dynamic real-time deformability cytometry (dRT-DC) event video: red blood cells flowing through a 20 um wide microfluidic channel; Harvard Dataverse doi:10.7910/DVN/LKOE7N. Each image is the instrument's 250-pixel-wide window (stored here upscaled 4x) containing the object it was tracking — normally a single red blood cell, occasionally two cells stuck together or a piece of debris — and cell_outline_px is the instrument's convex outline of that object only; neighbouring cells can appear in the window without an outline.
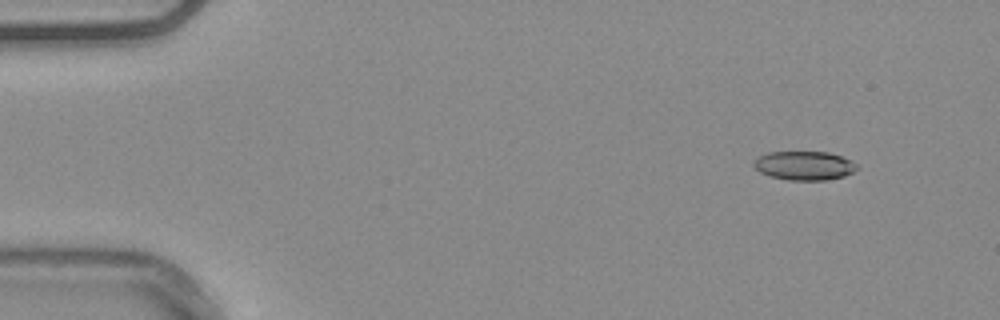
{"species": "common noctule bat (a hibernating species)", "species_latin": "Nyctalus noctula", "temperature_condition": "warm", "stored_images_in_passage": 50, "camera_frame_rate_fps": 3000, "um_per_image_px": 0.085, "animal": {"sex": "male", "body_mass_g": 20.4}, "frame": {"image": 1, "passage_image": 1, "time_ms": 0.0, "image_size_px": [1000, 320], "cell_outline_px": [[860, 168], [844, 176], [828, 180], [788, 180], [772, 176], [760, 172], [752, 164], [752, 160], [756, 156], [768, 152], [828, 152], [852, 160]], "centroid_in_image_um": [68.35, 14.07], "position_along_channel_um": 16.6, "area_um2": 17.51}}
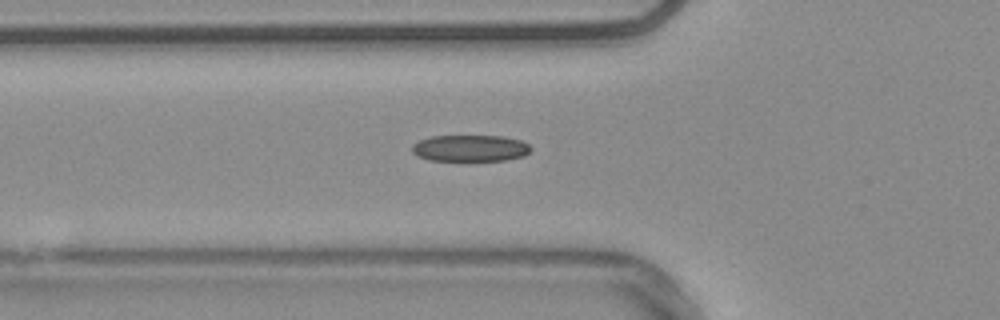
{"frame": {"image": 2, "passage_image": 15, "time_ms": 4.667, "image_size_px": [1000, 320], "cell_outline_px": [[532, 148], [524, 156], [504, 160], [428, 160], [416, 156], [412, 152], [412, 144], [420, 140], [432, 136], [504, 136], [520, 140], [528, 144]], "centroid_in_image_um": [39.95, 12.59], "position_along_channel_um": 85.9, "area_um2": 18.32}}
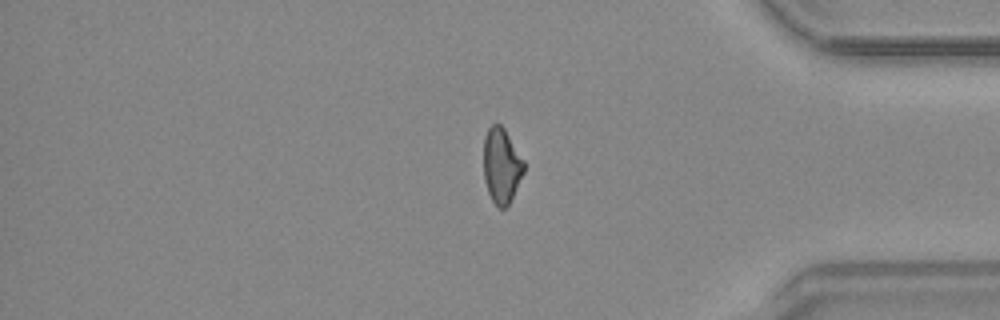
{"frame": {"image": 3, "passage_image": 41, "time_ms": 13.333, "image_size_px": [1000, 320], "cell_outline_px": [[524, 172], [508, 204], [504, 208], [500, 208], [492, 200], [488, 192], [484, 180], [484, 136], [488, 128], [492, 124], [500, 124], [504, 128], [524, 160]], "centroid_in_image_um": [42.62, 14.05], "position_along_channel_um": 392.6, "area_um2": 17.46}, "authors_computed_cell_mechanics": {"area_um2": 18.3226, "velocity_mm_per_s": 3.7829, "shape_relaxation_time_tau1_ms": null, "shape_relaxation_time_tau2_ms": 3.8026, "deformation_change_tau1": null, "deformation_change_tau2": 0.1005}}